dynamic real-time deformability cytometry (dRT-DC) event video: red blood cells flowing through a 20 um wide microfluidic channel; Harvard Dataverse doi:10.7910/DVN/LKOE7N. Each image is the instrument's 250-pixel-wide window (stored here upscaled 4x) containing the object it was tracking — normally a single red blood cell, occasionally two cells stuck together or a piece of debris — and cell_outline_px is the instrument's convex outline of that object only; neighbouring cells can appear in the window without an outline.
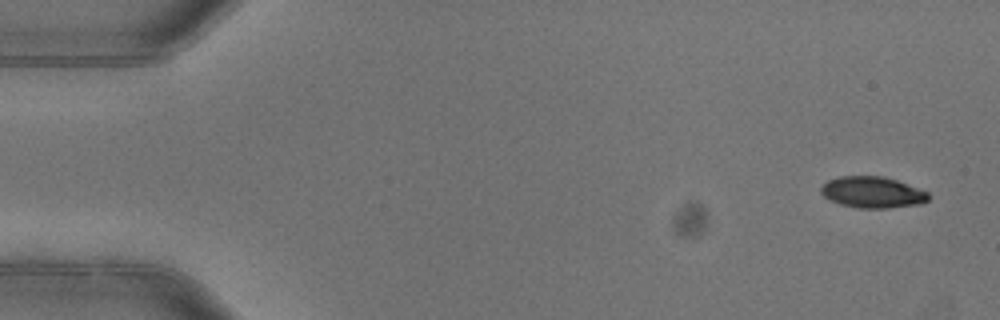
{"species": "common noctule bat (a hibernating species)", "species_latin": "Nyctalus noctula", "temperature_condition": "warm", "stored_images_in_passage": 5, "camera_frame_rate_fps": 3000, "um_per_image_px": 0.085, "animal": {"sex": "female"}, "frame": {"image": 1, "passage_image": 1, "time_ms": 0.0, "image_size_px": [1000, 320], "cell_outline_px": [[928, 200], [920, 204], [888, 208], [860, 208], [840, 204], [824, 196], [820, 192], [820, 188], [828, 180], [840, 176], [884, 176], [896, 180], [928, 192]], "centroid_in_image_um": [74.15, 16.34], "position_along_channel_um": 10.9, "area_um2": 19.42}}
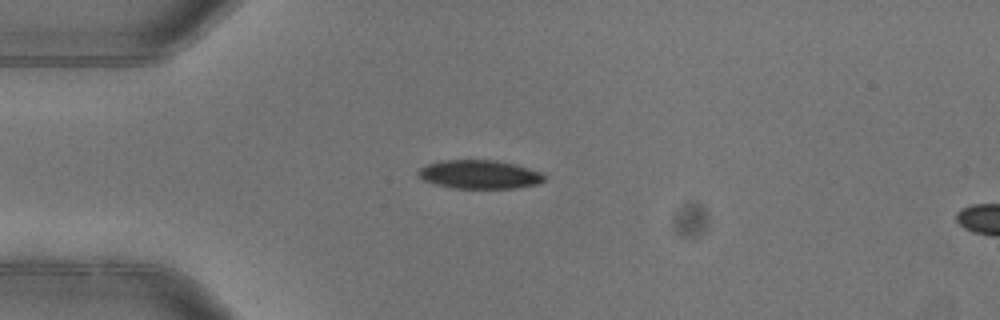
{"frame": {"image": 2, "passage_image": 4, "time_ms": 1.0, "image_size_px": [1000, 320], "cell_outline_px": [[548, 176], [540, 184], [516, 188], [452, 188], [436, 184], [424, 180], [416, 172], [424, 164], [440, 160], [496, 160], [516, 164], [540, 172]], "centroid_in_image_um": [40.77, 14.82], "position_along_channel_um": 44.2, "area_um2": 21.27}}